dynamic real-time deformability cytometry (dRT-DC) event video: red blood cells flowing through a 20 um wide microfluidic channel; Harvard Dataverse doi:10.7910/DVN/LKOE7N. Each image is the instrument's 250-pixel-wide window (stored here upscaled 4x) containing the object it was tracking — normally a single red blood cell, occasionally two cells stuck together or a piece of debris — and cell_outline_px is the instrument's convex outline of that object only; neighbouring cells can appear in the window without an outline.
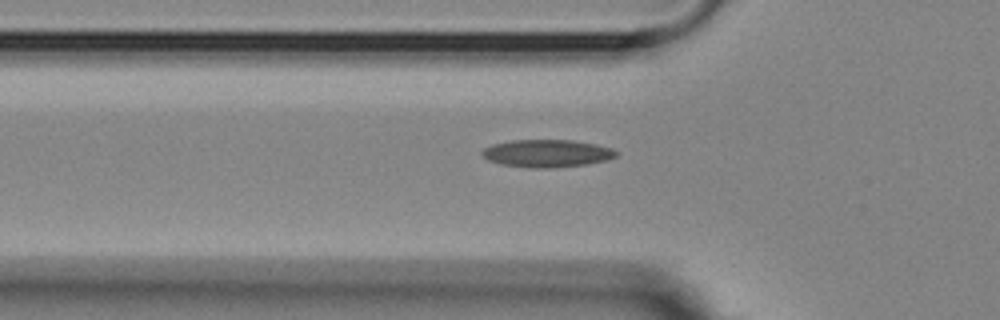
{"species": "Egyptian fruit bat (a non-hibernating species)", "species_latin": "Rousettus aegyptiacus", "temperature_condition": "room temperature", "stored_images_in_passage": 18, "camera_frame_rate_fps": 3000, "um_per_image_px": 0.085, "animal": {"sex": "female"}, "frame": {"image": 1, "passage_image": 2, "time_ms": 0.333, "image_size_px": [1000, 320], "cell_outline_px": [[620, 152], [616, 156], [608, 160], [588, 164], [552, 168], [532, 168], [500, 164], [488, 160], [480, 152], [484, 148], [492, 144], [512, 140], [572, 140], [596, 144], [612, 148]], "centroid_in_image_um": [46.52, 13.04], "position_along_channel_um": 79.3, "area_um2": 21.73}}
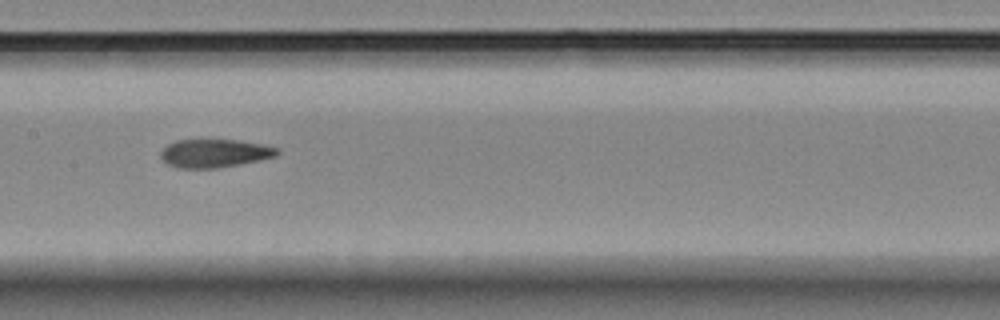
{"frame": {"image": 2, "passage_image": 11, "time_ms": 3.333, "image_size_px": [1000, 320], "cell_outline_px": [[280, 152], [276, 156], [260, 160], [216, 168], [176, 168], [168, 164], [160, 156], [160, 152], [168, 144], [176, 140], [240, 140], [280, 148]], "centroid_in_image_um": [18.25, 13.03], "position_along_channel_um": 189.2, "area_um2": 19.13}}
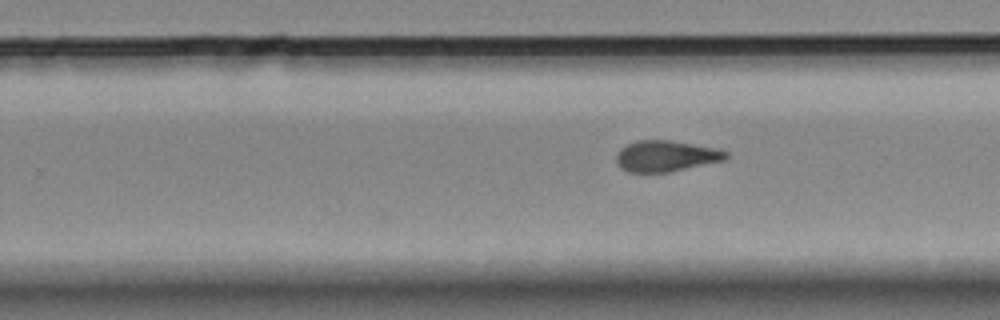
{"frame": {"image": 3, "passage_image": 18, "time_ms": 5.667, "image_size_px": [1000, 320], "cell_outline_px": [[728, 160], [672, 172], [628, 172], [620, 168], [616, 164], [616, 152], [620, 148], [636, 140], [672, 140], [716, 148], [728, 152]], "centroid_in_image_um": [56.62, 13.27], "position_along_channel_um": 273.2, "area_um2": 20.29}}